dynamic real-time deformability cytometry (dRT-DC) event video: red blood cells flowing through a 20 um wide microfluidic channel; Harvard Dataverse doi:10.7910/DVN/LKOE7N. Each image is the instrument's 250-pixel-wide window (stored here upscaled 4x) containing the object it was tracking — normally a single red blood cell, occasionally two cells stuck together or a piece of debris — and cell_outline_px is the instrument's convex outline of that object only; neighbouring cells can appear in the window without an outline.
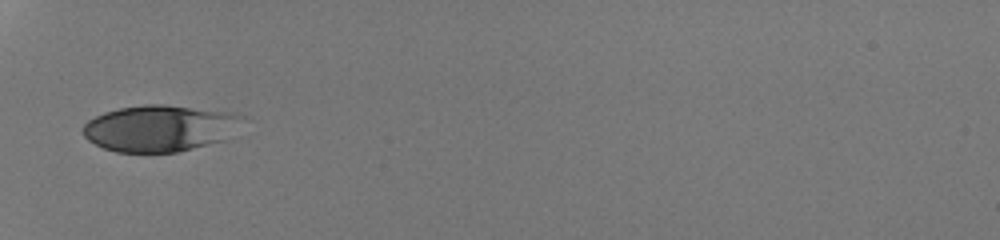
{"species": "human", "species_latin": "Homo sapiens", "temperature_condition": "room temperature", "stored_images_in_passage": 31, "camera_frame_rate_fps": 3000, "um_per_image_px": 0.085, "donor": {"sex": "male"}, "frame": {"image": 1, "passage_image": 1, "time_ms": 0.0, "image_size_px": [1000, 240], "cell_outline_px": [[244, 116], [224, 140], [176, 152], [116, 152], [104, 148], [88, 140], [84, 136], [80, 128], [88, 120], [104, 112], [120, 108], [144, 104], [164, 104], [236, 112]], "centroid_in_image_um": [13.53, 10.88], "position_along_channel_um": 71.5, "area_um2": 43.0}}
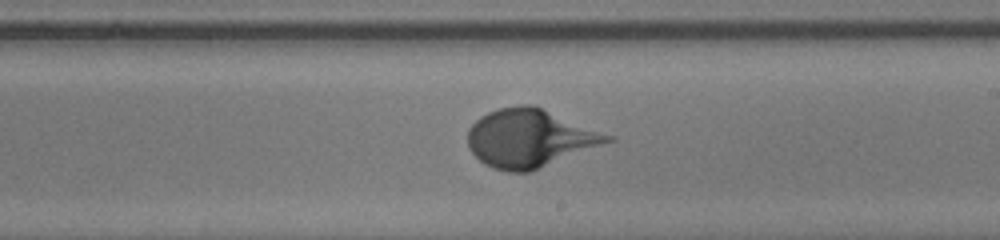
{"frame": {"image": 2, "passage_image": 14, "time_ms": 4.333, "image_size_px": [1000, 240], "cell_outline_px": [[616, 140], [532, 172], [508, 172], [492, 168], [484, 164], [468, 148], [468, 128], [480, 116], [488, 112], [500, 108], [520, 104], [532, 104], [616, 136]], "centroid_in_image_um": [45.07, 11.76], "position_along_channel_um": 243.9, "area_um2": 47.92}}
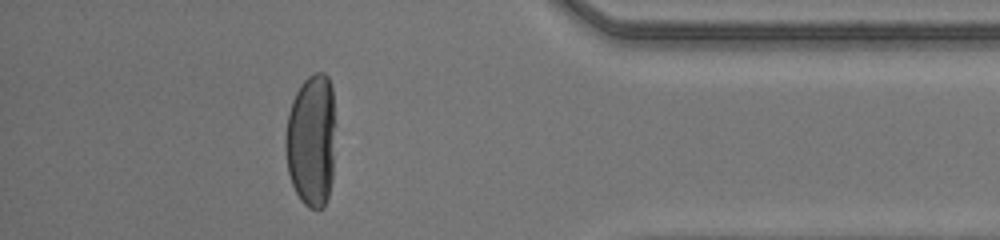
{"frame": {"image": 3, "passage_image": 27, "time_ms": 8.667, "image_size_px": [1000, 240], "cell_outline_px": [[336, 124], [332, 180], [328, 196], [324, 208], [308, 208], [300, 200], [292, 184], [288, 172], [284, 144], [284, 140], [288, 112], [292, 100], [300, 84], [308, 76], [316, 72], [324, 72], [328, 76], [332, 88]], "centroid_in_image_um": [26.48, 11.91], "position_along_channel_um": 408.7, "area_um2": 39.65}}